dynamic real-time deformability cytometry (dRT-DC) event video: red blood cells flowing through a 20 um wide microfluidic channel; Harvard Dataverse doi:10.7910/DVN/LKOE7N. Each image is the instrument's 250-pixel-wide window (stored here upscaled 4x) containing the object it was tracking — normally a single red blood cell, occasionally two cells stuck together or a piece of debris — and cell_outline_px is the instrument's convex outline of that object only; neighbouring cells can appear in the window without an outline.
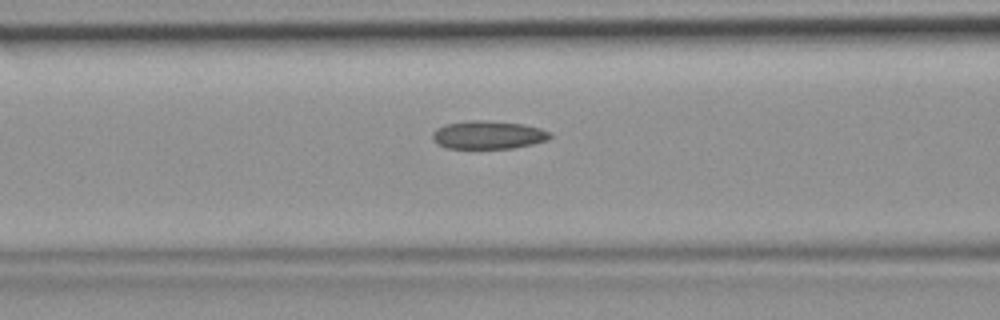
{"species": "common noctule bat (a hibernating species)", "species_latin": "Nyctalus noctula", "temperature_condition": "room temperature", "stored_images_in_passage": 47, "camera_frame_rate_fps": 3000, "um_per_image_px": 0.085, "animal": {"sex": "female", "body_mass_g": 19.9}, "frame": {"image": 1, "passage_image": 19, "time_ms": 6.0, "image_size_px": [1000, 320], "cell_outline_px": [[552, 136], [548, 140], [532, 144], [512, 148], [448, 148], [436, 144], [432, 140], [432, 132], [436, 128], [444, 124], [468, 120], [480, 120], [524, 124], [540, 128], [548, 132]], "centroid_in_image_um": [41.44, 11.46], "position_along_channel_um": 125.2, "area_um2": 19.36}}
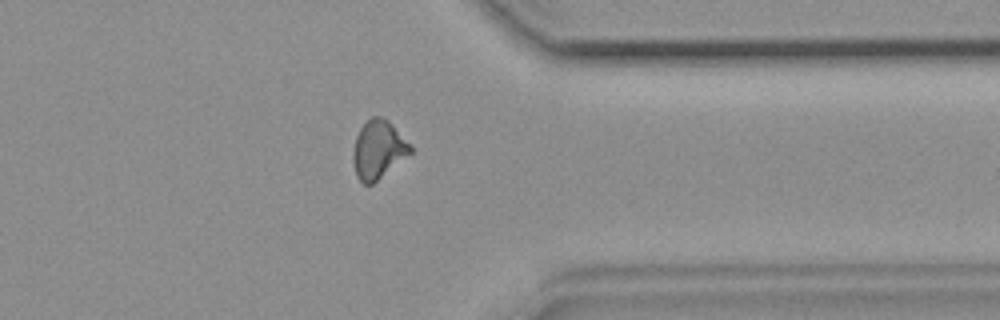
{"frame": {"image": 2, "passage_image": 37, "time_ms": 12.0, "image_size_px": [1000, 320], "cell_outline_px": [[412, 152], [372, 184], [364, 184], [356, 176], [352, 156], [352, 152], [356, 136], [360, 128], [372, 116], [384, 116], [388, 120], [412, 148]], "centroid_in_image_um": [32.12, 12.71], "position_along_channel_um": 379.3, "area_um2": 19.13}}
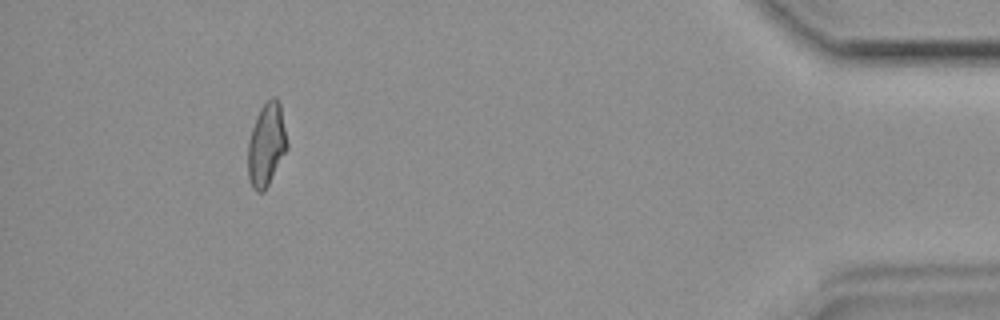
{"frame": {"image": 3, "passage_image": 43, "time_ms": 14.0, "image_size_px": [1000, 320], "cell_outline_px": [[288, 148], [264, 192], [256, 192], [252, 188], [248, 176], [248, 144], [252, 128], [260, 108], [272, 96], [276, 96], [280, 104], [288, 144]], "centroid_in_image_um": [22.65, 12.31], "position_along_channel_um": 412.6, "area_um2": 18.9}}